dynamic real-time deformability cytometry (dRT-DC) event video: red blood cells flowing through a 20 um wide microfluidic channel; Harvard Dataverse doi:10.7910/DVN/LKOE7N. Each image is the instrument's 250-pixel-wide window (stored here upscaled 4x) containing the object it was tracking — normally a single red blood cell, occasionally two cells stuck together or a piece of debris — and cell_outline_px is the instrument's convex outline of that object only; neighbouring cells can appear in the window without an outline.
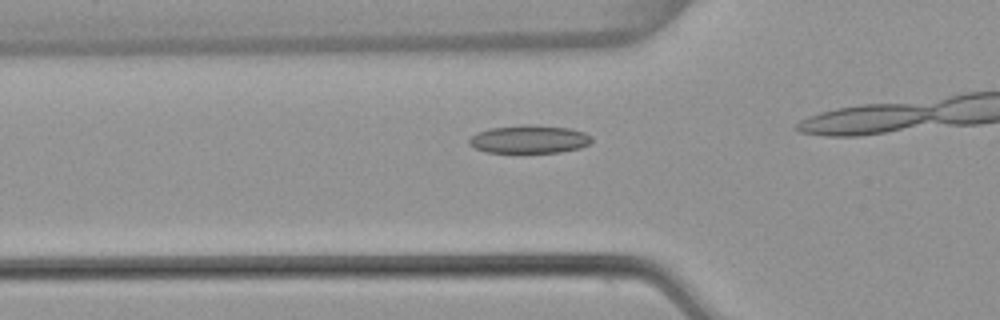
{"species": "common noctule bat (a hibernating species)", "species_latin": "Nyctalus noctula", "temperature_condition": "warm", "stored_images_in_passage": 10, "camera_frame_rate_fps": 3000, "um_per_image_px": 0.085, "animal": {"sex": "female", "body_mass_g": 22.7, "forearm_length_mm": 54.2}, "frame": {"image": 1, "passage_image": 5, "time_ms": 1.333, "image_size_px": [1000, 320], "cell_outline_px": [[592, 140], [588, 144], [580, 148], [560, 152], [484, 152], [468, 144], [468, 140], [476, 132], [492, 128], [528, 124], [568, 128], [584, 132], [592, 136]], "centroid_in_image_um": [44.98, 11.83], "position_along_channel_um": 80.8, "area_um2": 19.94}}